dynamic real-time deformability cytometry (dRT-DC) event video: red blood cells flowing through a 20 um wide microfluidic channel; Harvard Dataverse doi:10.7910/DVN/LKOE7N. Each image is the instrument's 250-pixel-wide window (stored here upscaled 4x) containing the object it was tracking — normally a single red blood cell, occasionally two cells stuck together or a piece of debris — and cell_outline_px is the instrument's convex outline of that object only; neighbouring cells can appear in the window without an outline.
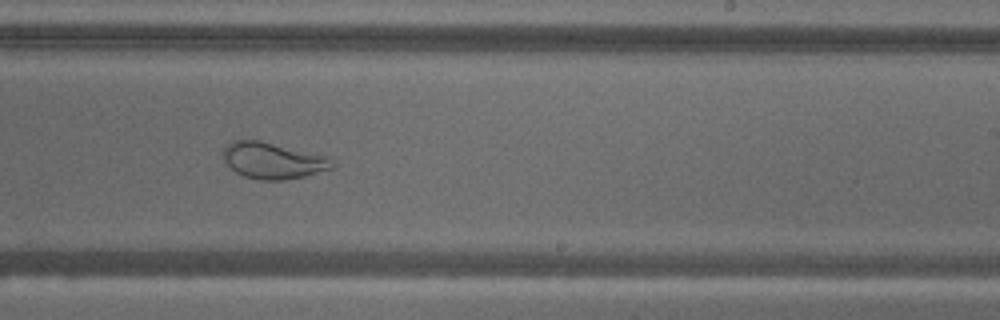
{"species": "common noctule bat (a hibernating species)", "species_latin": "Nyctalus noctula", "temperature_condition": "warm", "stored_images_in_passage": 55, "camera_frame_rate_fps": 3000, "um_per_image_px": 0.085, "animal": {"sex": "male", "body_mass_g": 18.8}, "frame": {"image": 1, "passage_image": 34, "time_ms": 11.0, "image_size_px": [1000, 320], "cell_outline_px": [[336, 164], [332, 168], [304, 176], [284, 180], [260, 180], [244, 176], [236, 172], [224, 160], [224, 148], [232, 140], [260, 140], [328, 156]], "centroid_in_image_um": [23.22, 13.64], "position_along_channel_um": 265.8, "area_um2": 22.95}}
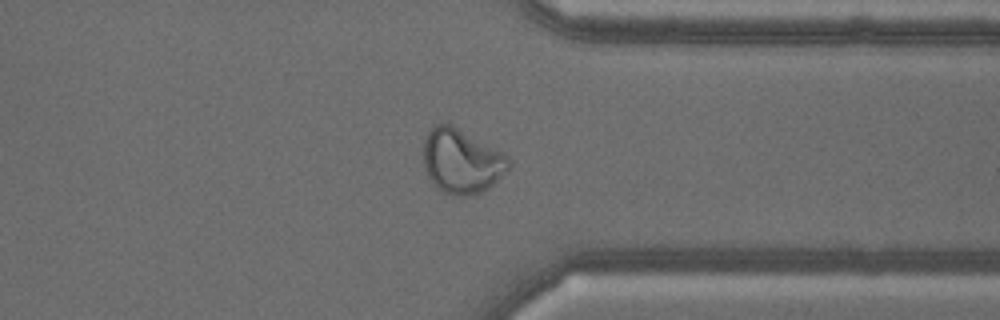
{"frame": {"image": 2, "passage_image": 43, "time_ms": 14.0, "image_size_px": [1000, 320], "cell_outline_px": [[512, 164], [488, 188], [480, 192], [464, 196], [456, 196], [444, 192], [436, 188], [428, 176], [424, 164], [424, 140], [428, 132], [436, 124], [452, 124], [508, 156]], "centroid_in_image_um": [39.21, 13.7], "position_along_channel_um": 372.2, "area_um2": 31.56}}
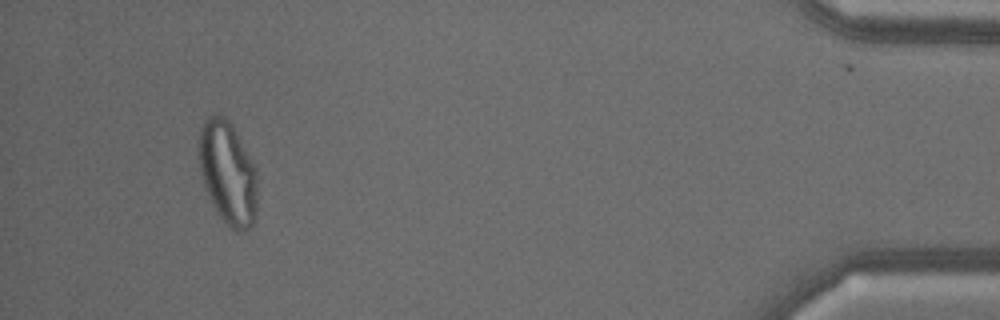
{"frame": {"image": 3, "passage_image": 52, "time_ms": 17.0, "image_size_px": [1000, 320], "cell_outline_px": [[256, 216], [252, 224], [244, 232], [236, 232], [228, 228], [216, 212], [204, 188], [200, 176], [196, 152], [200, 128], [204, 120], [208, 116], [216, 112], [224, 116], [232, 124], [252, 160], [256, 168]], "centroid_in_image_um": [19.31, 14.69], "position_along_channel_um": 415.9, "area_um2": 36.24}}